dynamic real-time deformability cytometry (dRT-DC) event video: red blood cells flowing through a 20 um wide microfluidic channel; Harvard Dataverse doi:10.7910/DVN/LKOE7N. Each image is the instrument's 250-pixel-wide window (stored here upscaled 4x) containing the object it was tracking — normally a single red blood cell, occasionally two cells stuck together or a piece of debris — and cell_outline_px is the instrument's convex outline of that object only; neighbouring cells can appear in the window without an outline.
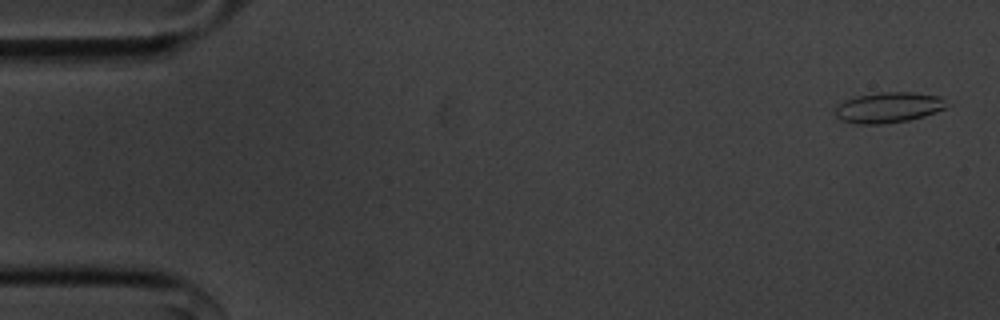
{"species": "common noctule bat (a hibernating species)", "species_latin": "Nyctalus noctula", "temperature_condition": "cold", "stored_images_in_passage": 55, "camera_frame_rate_fps": 3000, "um_per_image_px": 0.085, "animal": {"sex": "male", "body_mass_g": 20.1, "forearm_length_mm": 53.5}, "frame": {"image": 1, "passage_image": 2, "time_ms": 0.333, "image_size_px": [1000, 320], "cell_outline_px": [[952, 104], [936, 112], [924, 116], [908, 120], [880, 124], [856, 124], [844, 120], [836, 116], [836, 104], [844, 100], [856, 96], [880, 92], [912, 92], [940, 96]], "centroid_in_image_um": [75.55, 9.12], "position_along_channel_um": 9.4, "area_um2": 19.94}}
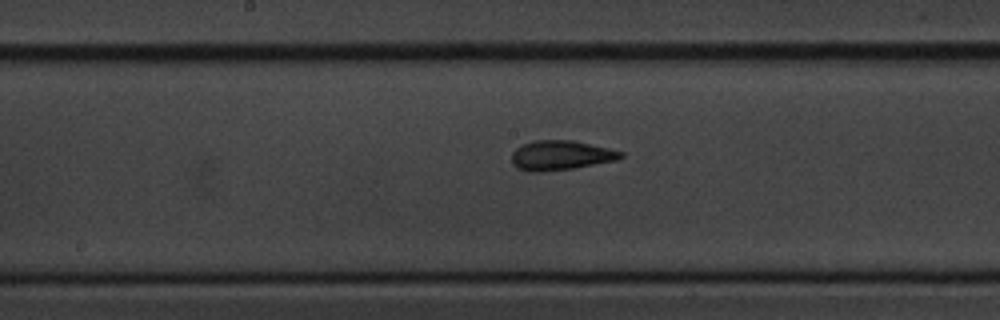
{"frame": {"image": 2, "passage_image": 28, "time_ms": 9.0, "image_size_px": [1000, 320], "cell_outline_px": [[624, 156], [616, 160], [572, 168], [540, 172], [532, 172], [516, 168], [512, 164], [512, 152], [516, 148], [532, 140], [572, 140], [608, 148], [624, 152]], "centroid_in_image_um": [47.63, 13.2], "position_along_channel_um": 200.6, "area_um2": 18.73}}
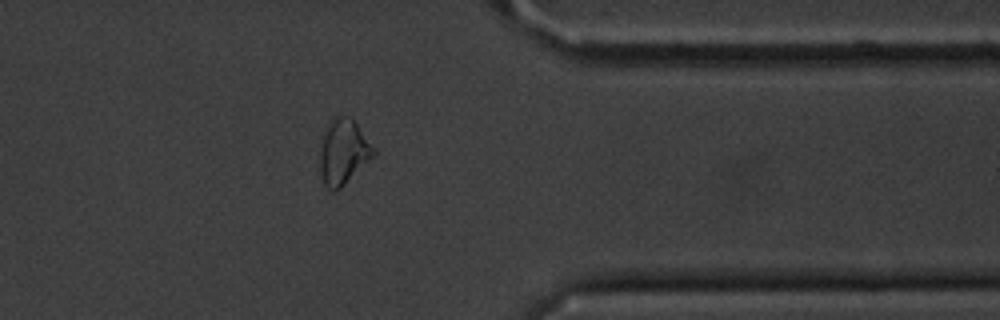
{"frame": {"image": 3, "passage_image": 44, "time_ms": 14.333, "image_size_px": [1000, 320], "cell_outline_px": [[376, 156], [340, 188], [332, 192], [324, 184], [320, 172], [320, 148], [324, 136], [332, 116], [352, 116], [376, 148]], "centroid_in_image_um": [29.24, 12.9], "position_along_channel_um": 382.2, "area_um2": 20.69}, "authors_computed_cell_mechanics": {"area_um2": 18.8428, "velocity_mm_per_s": 3.6307, "shape_relaxation_time_tau1_ms": 2.4655, "shape_relaxation_time_tau2_ms": 1.8265, "deformation_change_tau1": 0.1035, "deformation_change_tau2": 0.0894}}